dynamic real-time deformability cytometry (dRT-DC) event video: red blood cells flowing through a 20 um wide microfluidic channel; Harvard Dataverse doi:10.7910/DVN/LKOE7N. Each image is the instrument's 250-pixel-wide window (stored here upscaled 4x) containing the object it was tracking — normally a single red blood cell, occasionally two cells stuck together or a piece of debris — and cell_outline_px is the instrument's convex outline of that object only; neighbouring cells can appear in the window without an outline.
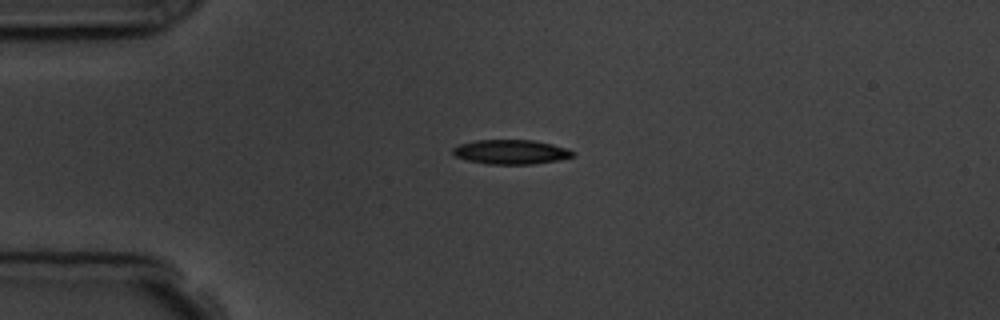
{"species": "common noctule bat (a hibernating species)", "species_latin": "Nyctalus noctula", "temperature_condition": "room temperature", "stored_images_in_passage": 5, "camera_frame_rate_fps": 3000, "um_per_image_px": 0.085, "animal": {"sex": "male", "body_mass_g": 19.5, "forearm_length_mm": 54.6}, "frame": {"image": 1, "passage_image": 1, "time_ms": 0.0, "image_size_px": [1000, 320], "cell_outline_px": [[576, 152], [572, 156], [560, 160], [532, 164], [488, 164], [468, 160], [456, 156], [452, 152], [452, 148], [460, 144], [476, 140], [532, 140], [552, 144], [568, 148]], "centroid_in_image_um": [43.45, 12.91], "position_along_channel_um": 41.5, "area_um2": 17.05}}